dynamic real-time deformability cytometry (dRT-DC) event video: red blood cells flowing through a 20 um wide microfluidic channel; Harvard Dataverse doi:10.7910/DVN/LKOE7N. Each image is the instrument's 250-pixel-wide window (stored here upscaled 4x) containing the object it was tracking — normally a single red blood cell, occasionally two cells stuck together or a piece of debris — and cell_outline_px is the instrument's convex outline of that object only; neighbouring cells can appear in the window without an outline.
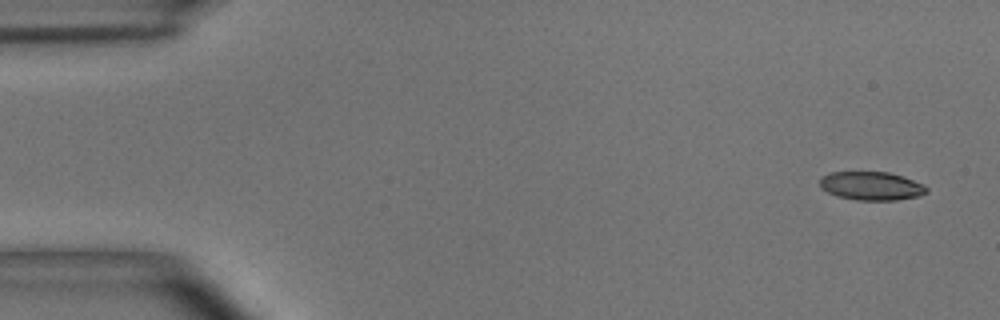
{"species": "common noctule bat (a hibernating species)", "species_latin": "Nyctalus noctula", "temperature_condition": "room temperature", "stored_images_in_passage": 52, "camera_frame_rate_fps": 3000, "um_per_image_px": 0.085, "animal": {"sex": "male", "body_mass_g": 15.6}, "frame": {"image": 1, "passage_image": 1, "time_ms": 0.0, "image_size_px": [1000, 320], "cell_outline_px": [[928, 192], [920, 196], [896, 200], [856, 200], [836, 196], [820, 188], [820, 176], [832, 172], [888, 172], [904, 176], [924, 184], [928, 188]], "centroid_in_image_um": [74.08, 15.8], "position_along_channel_um": 10.9, "area_um2": 17.98}}
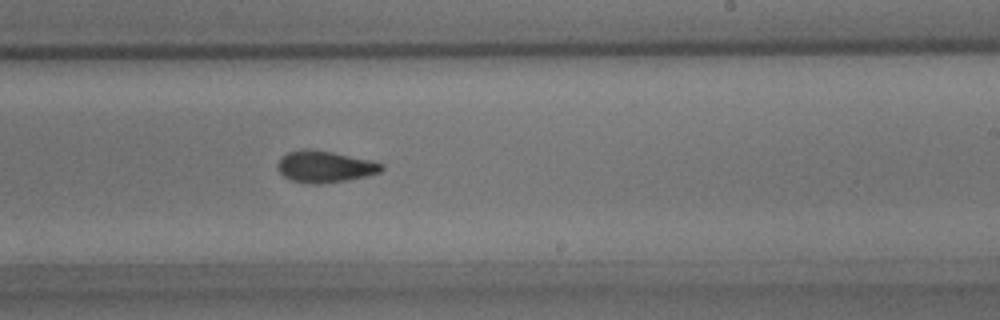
{"frame": {"image": 2, "passage_image": 31, "time_ms": 10.0, "image_size_px": [1000, 320], "cell_outline_px": [[384, 168], [380, 172], [364, 176], [344, 180], [316, 184], [312, 184], [292, 180], [284, 176], [280, 172], [276, 164], [280, 156], [288, 152], [304, 148], [312, 148], [332, 152], [368, 160], [384, 164]], "centroid_in_image_um": [27.55, 14.14], "position_along_channel_um": 261.4, "area_um2": 18.96}}
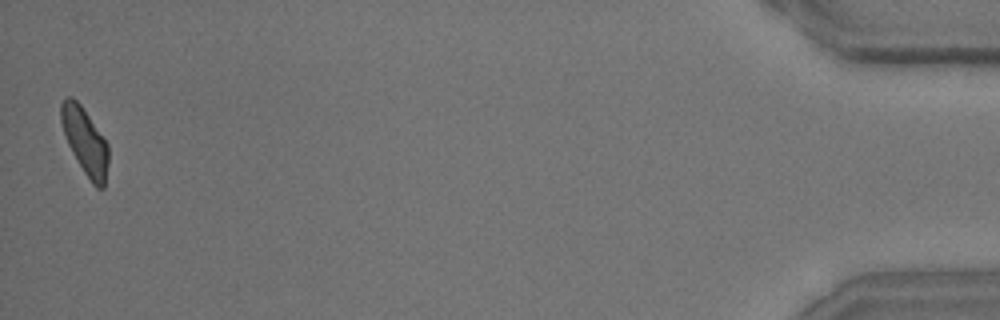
{"frame": {"image": 3, "passage_image": 52, "time_ms": 17.0, "image_size_px": [1000, 320], "cell_outline_px": [[108, 160], [104, 188], [96, 188], [92, 184], [84, 172], [72, 152], [68, 144], [60, 120], [60, 104], [68, 96], [72, 96], [80, 104], [108, 144]], "centroid_in_image_um": [7.22, 12.01], "position_along_channel_um": 428.0, "area_um2": 18.09}, "authors_computed_cell_mechanics": {"area_um2": 18.7561, "velocity_mm_per_s": 3.6797, "shape_relaxation_time_tau1_ms": 5.3557, "shape_relaxation_time_tau2_ms": 2.9179, "deformation_change_tau1": 0.138, "deformation_change_tau2": 0.0988}}